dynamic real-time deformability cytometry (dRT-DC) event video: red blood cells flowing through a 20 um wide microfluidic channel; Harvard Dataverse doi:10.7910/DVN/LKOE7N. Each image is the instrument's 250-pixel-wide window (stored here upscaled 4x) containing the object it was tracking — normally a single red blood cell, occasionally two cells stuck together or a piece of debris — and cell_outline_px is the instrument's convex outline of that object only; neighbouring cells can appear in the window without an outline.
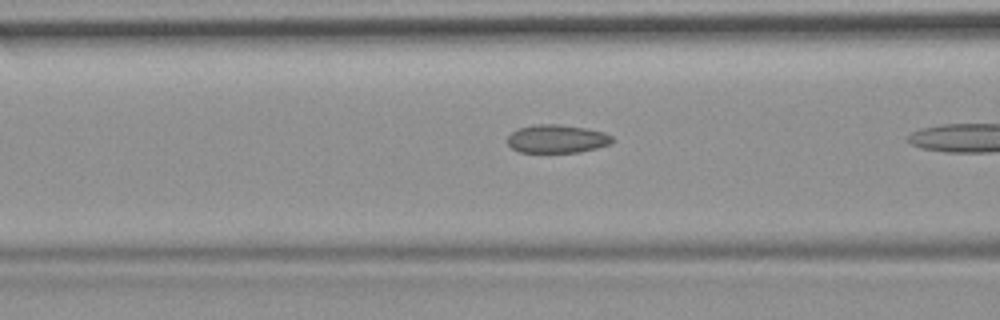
{"species": "common noctule bat (a hibernating species)", "species_latin": "Nyctalus noctula", "temperature_condition": "room temperature", "stored_images_in_passage": 10, "camera_frame_rate_fps": 3000, "um_per_image_px": 0.085, "animal": {"sex": "female", "body_mass_g": 19.9}, "frame": {"image": 1, "passage_image": 6, "time_ms": 1.667, "image_size_px": [1000, 320], "cell_outline_px": [[612, 144], [580, 152], [520, 152], [512, 148], [508, 144], [508, 136], [512, 132], [520, 128], [536, 124], [560, 124], [588, 128], [604, 132], [612, 136]], "centroid_in_image_um": [47.37, 11.8], "position_along_channel_um": 119.2, "area_um2": 17.28}}